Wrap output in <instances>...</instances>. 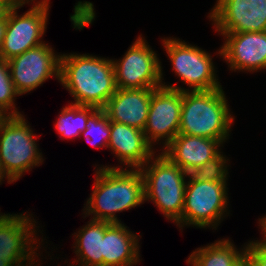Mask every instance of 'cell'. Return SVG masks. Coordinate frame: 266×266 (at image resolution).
<instances>
[{"instance_id": "cell-12", "label": "cell", "mask_w": 266, "mask_h": 266, "mask_svg": "<svg viewBox=\"0 0 266 266\" xmlns=\"http://www.w3.org/2000/svg\"><path fill=\"white\" fill-rule=\"evenodd\" d=\"M182 110V90L160 86L154 88L147 122L143 129L147 142L164 149L178 134Z\"/></svg>"}, {"instance_id": "cell-26", "label": "cell", "mask_w": 266, "mask_h": 266, "mask_svg": "<svg viewBox=\"0 0 266 266\" xmlns=\"http://www.w3.org/2000/svg\"><path fill=\"white\" fill-rule=\"evenodd\" d=\"M17 0H1L0 1V22H2L9 11V9L13 6V4Z\"/></svg>"}, {"instance_id": "cell-6", "label": "cell", "mask_w": 266, "mask_h": 266, "mask_svg": "<svg viewBox=\"0 0 266 266\" xmlns=\"http://www.w3.org/2000/svg\"><path fill=\"white\" fill-rule=\"evenodd\" d=\"M188 178L183 213L176 226L180 230L191 225L217 230L223 217L229 215L227 181H200L190 174Z\"/></svg>"}, {"instance_id": "cell-1", "label": "cell", "mask_w": 266, "mask_h": 266, "mask_svg": "<svg viewBox=\"0 0 266 266\" xmlns=\"http://www.w3.org/2000/svg\"><path fill=\"white\" fill-rule=\"evenodd\" d=\"M91 196L84 204L85 218L121 223L115 213L144 204V178L140 169L98 166Z\"/></svg>"}, {"instance_id": "cell-17", "label": "cell", "mask_w": 266, "mask_h": 266, "mask_svg": "<svg viewBox=\"0 0 266 266\" xmlns=\"http://www.w3.org/2000/svg\"><path fill=\"white\" fill-rule=\"evenodd\" d=\"M153 90L154 88H117L103 108L109 121L143 130L147 122Z\"/></svg>"}, {"instance_id": "cell-27", "label": "cell", "mask_w": 266, "mask_h": 266, "mask_svg": "<svg viewBox=\"0 0 266 266\" xmlns=\"http://www.w3.org/2000/svg\"><path fill=\"white\" fill-rule=\"evenodd\" d=\"M232 266H251L250 257L248 256L247 252Z\"/></svg>"}, {"instance_id": "cell-18", "label": "cell", "mask_w": 266, "mask_h": 266, "mask_svg": "<svg viewBox=\"0 0 266 266\" xmlns=\"http://www.w3.org/2000/svg\"><path fill=\"white\" fill-rule=\"evenodd\" d=\"M121 223H112L103 237V266H133L140 262L138 234ZM133 232V233H132Z\"/></svg>"}, {"instance_id": "cell-4", "label": "cell", "mask_w": 266, "mask_h": 266, "mask_svg": "<svg viewBox=\"0 0 266 266\" xmlns=\"http://www.w3.org/2000/svg\"><path fill=\"white\" fill-rule=\"evenodd\" d=\"M145 202L151 201L167 220L177 223L183 213L188 174L164 154H154L141 168Z\"/></svg>"}, {"instance_id": "cell-22", "label": "cell", "mask_w": 266, "mask_h": 266, "mask_svg": "<svg viewBox=\"0 0 266 266\" xmlns=\"http://www.w3.org/2000/svg\"><path fill=\"white\" fill-rule=\"evenodd\" d=\"M86 129L80 134L90 145L107 148L110 139V121L104 109H97L87 121Z\"/></svg>"}, {"instance_id": "cell-16", "label": "cell", "mask_w": 266, "mask_h": 266, "mask_svg": "<svg viewBox=\"0 0 266 266\" xmlns=\"http://www.w3.org/2000/svg\"><path fill=\"white\" fill-rule=\"evenodd\" d=\"M222 146L216 139L177 134L161 153L189 175L222 153Z\"/></svg>"}, {"instance_id": "cell-24", "label": "cell", "mask_w": 266, "mask_h": 266, "mask_svg": "<svg viewBox=\"0 0 266 266\" xmlns=\"http://www.w3.org/2000/svg\"><path fill=\"white\" fill-rule=\"evenodd\" d=\"M229 158L223 153L216 158L205 162L201 167L196 168L190 175L200 181H227L228 179V164Z\"/></svg>"}, {"instance_id": "cell-21", "label": "cell", "mask_w": 266, "mask_h": 266, "mask_svg": "<svg viewBox=\"0 0 266 266\" xmlns=\"http://www.w3.org/2000/svg\"><path fill=\"white\" fill-rule=\"evenodd\" d=\"M94 106H81L72 104L63 107L55 122V130L61 140L80 138V134L86 129L88 118L97 110Z\"/></svg>"}, {"instance_id": "cell-14", "label": "cell", "mask_w": 266, "mask_h": 266, "mask_svg": "<svg viewBox=\"0 0 266 266\" xmlns=\"http://www.w3.org/2000/svg\"><path fill=\"white\" fill-rule=\"evenodd\" d=\"M219 34L225 41L218 54L231 71L266 70V31Z\"/></svg>"}, {"instance_id": "cell-20", "label": "cell", "mask_w": 266, "mask_h": 266, "mask_svg": "<svg viewBox=\"0 0 266 266\" xmlns=\"http://www.w3.org/2000/svg\"><path fill=\"white\" fill-rule=\"evenodd\" d=\"M246 253V245L241 250L228 239H220L193 251L187 264L192 266H232Z\"/></svg>"}, {"instance_id": "cell-25", "label": "cell", "mask_w": 266, "mask_h": 266, "mask_svg": "<svg viewBox=\"0 0 266 266\" xmlns=\"http://www.w3.org/2000/svg\"><path fill=\"white\" fill-rule=\"evenodd\" d=\"M246 252L250 257L251 266H266V244L263 241H248Z\"/></svg>"}, {"instance_id": "cell-5", "label": "cell", "mask_w": 266, "mask_h": 266, "mask_svg": "<svg viewBox=\"0 0 266 266\" xmlns=\"http://www.w3.org/2000/svg\"><path fill=\"white\" fill-rule=\"evenodd\" d=\"M24 116H7L0 125V163L12 182L44 161L37 136Z\"/></svg>"}, {"instance_id": "cell-2", "label": "cell", "mask_w": 266, "mask_h": 266, "mask_svg": "<svg viewBox=\"0 0 266 266\" xmlns=\"http://www.w3.org/2000/svg\"><path fill=\"white\" fill-rule=\"evenodd\" d=\"M74 103L103 109L116 92L112 59L90 54H61L60 80Z\"/></svg>"}, {"instance_id": "cell-7", "label": "cell", "mask_w": 266, "mask_h": 266, "mask_svg": "<svg viewBox=\"0 0 266 266\" xmlns=\"http://www.w3.org/2000/svg\"><path fill=\"white\" fill-rule=\"evenodd\" d=\"M29 2L30 4L33 2L32 7L19 15L18 9ZM49 4V0L38 2L36 0H17L13 4L6 16V32L0 50L1 58L8 61L28 49L44 43L42 38L47 28Z\"/></svg>"}, {"instance_id": "cell-8", "label": "cell", "mask_w": 266, "mask_h": 266, "mask_svg": "<svg viewBox=\"0 0 266 266\" xmlns=\"http://www.w3.org/2000/svg\"><path fill=\"white\" fill-rule=\"evenodd\" d=\"M162 43L172 64V71L190 91L222 88L210 53L179 38H163Z\"/></svg>"}, {"instance_id": "cell-23", "label": "cell", "mask_w": 266, "mask_h": 266, "mask_svg": "<svg viewBox=\"0 0 266 266\" xmlns=\"http://www.w3.org/2000/svg\"><path fill=\"white\" fill-rule=\"evenodd\" d=\"M20 96L12 82L8 62L0 57V110L7 116L22 115L15 107V98Z\"/></svg>"}, {"instance_id": "cell-9", "label": "cell", "mask_w": 266, "mask_h": 266, "mask_svg": "<svg viewBox=\"0 0 266 266\" xmlns=\"http://www.w3.org/2000/svg\"><path fill=\"white\" fill-rule=\"evenodd\" d=\"M141 35L123 58L113 60L116 87L120 89L157 88L162 86L163 70L157 53Z\"/></svg>"}, {"instance_id": "cell-13", "label": "cell", "mask_w": 266, "mask_h": 266, "mask_svg": "<svg viewBox=\"0 0 266 266\" xmlns=\"http://www.w3.org/2000/svg\"><path fill=\"white\" fill-rule=\"evenodd\" d=\"M210 11L218 33L266 31V0H216Z\"/></svg>"}, {"instance_id": "cell-30", "label": "cell", "mask_w": 266, "mask_h": 266, "mask_svg": "<svg viewBox=\"0 0 266 266\" xmlns=\"http://www.w3.org/2000/svg\"><path fill=\"white\" fill-rule=\"evenodd\" d=\"M4 178L7 179V183L8 184H11L13 183L9 178L8 176L4 173L2 167H1V163H0V184H2V181H4Z\"/></svg>"}, {"instance_id": "cell-10", "label": "cell", "mask_w": 266, "mask_h": 266, "mask_svg": "<svg viewBox=\"0 0 266 266\" xmlns=\"http://www.w3.org/2000/svg\"><path fill=\"white\" fill-rule=\"evenodd\" d=\"M35 223L32 214L0 213V259L12 266H41L36 260L42 253H37L40 239Z\"/></svg>"}, {"instance_id": "cell-11", "label": "cell", "mask_w": 266, "mask_h": 266, "mask_svg": "<svg viewBox=\"0 0 266 266\" xmlns=\"http://www.w3.org/2000/svg\"><path fill=\"white\" fill-rule=\"evenodd\" d=\"M61 54H56L52 46L42 43L28 49L21 55L9 59L11 79L17 93L21 96L36 90L49 78L60 80Z\"/></svg>"}, {"instance_id": "cell-31", "label": "cell", "mask_w": 266, "mask_h": 266, "mask_svg": "<svg viewBox=\"0 0 266 266\" xmlns=\"http://www.w3.org/2000/svg\"><path fill=\"white\" fill-rule=\"evenodd\" d=\"M0 266H12L7 260L0 259Z\"/></svg>"}, {"instance_id": "cell-19", "label": "cell", "mask_w": 266, "mask_h": 266, "mask_svg": "<svg viewBox=\"0 0 266 266\" xmlns=\"http://www.w3.org/2000/svg\"><path fill=\"white\" fill-rule=\"evenodd\" d=\"M111 224L108 221L90 219L85 226L74 232L72 235L76 242L73 248L77 258L72 263H77L78 266H103V237Z\"/></svg>"}, {"instance_id": "cell-32", "label": "cell", "mask_w": 266, "mask_h": 266, "mask_svg": "<svg viewBox=\"0 0 266 266\" xmlns=\"http://www.w3.org/2000/svg\"><path fill=\"white\" fill-rule=\"evenodd\" d=\"M6 117L7 115L0 110V125Z\"/></svg>"}, {"instance_id": "cell-15", "label": "cell", "mask_w": 266, "mask_h": 266, "mask_svg": "<svg viewBox=\"0 0 266 266\" xmlns=\"http://www.w3.org/2000/svg\"><path fill=\"white\" fill-rule=\"evenodd\" d=\"M107 148L126 169H140L156 153L147 142L143 130L114 121H110Z\"/></svg>"}, {"instance_id": "cell-28", "label": "cell", "mask_w": 266, "mask_h": 266, "mask_svg": "<svg viewBox=\"0 0 266 266\" xmlns=\"http://www.w3.org/2000/svg\"><path fill=\"white\" fill-rule=\"evenodd\" d=\"M259 225L261 228V233H262V239H260L261 241H263L266 244V215H264V217L262 216V218H259Z\"/></svg>"}, {"instance_id": "cell-29", "label": "cell", "mask_w": 266, "mask_h": 266, "mask_svg": "<svg viewBox=\"0 0 266 266\" xmlns=\"http://www.w3.org/2000/svg\"><path fill=\"white\" fill-rule=\"evenodd\" d=\"M6 32V18L0 22V50L4 41V36Z\"/></svg>"}, {"instance_id": "cell-3", "label": "cell", "mask_w": 266, "mask_h": 266, "mask_svg": "<svg viewBox=\"0 0 266 266\" xmlns=\"http://www.w3.org/2000/svg\"><path fill=\"white\" fill-rule=\"evenodd\" d=\"M162 86L182 90V110L178 134L216 139L223 144L229 139L233 114L222 88L190 91L176 85ZM230 132V133H229Z\"/></svg>"}]
</instances>
